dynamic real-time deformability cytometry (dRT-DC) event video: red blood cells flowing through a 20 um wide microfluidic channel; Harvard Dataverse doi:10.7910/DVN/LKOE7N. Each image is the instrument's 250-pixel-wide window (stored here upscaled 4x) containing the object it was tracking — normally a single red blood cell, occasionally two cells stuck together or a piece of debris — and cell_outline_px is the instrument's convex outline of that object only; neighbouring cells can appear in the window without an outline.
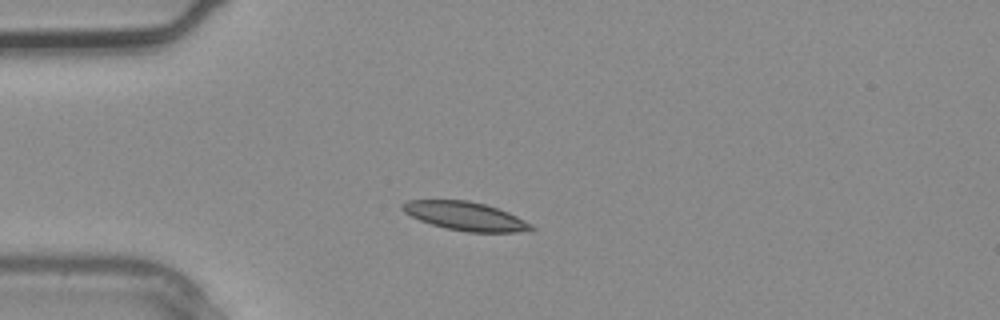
{"species": "common noctule bat (a hibernating species)", "species_latin": "Nyctalus noctula", "temperature_condition": "warm", "stored_images_in_passage": 2, "camera_frame_rate_fps": 3000, "um_per_image_px": 0.085, "animal": {"sex": "male", "body_mass_g": 20.4}, "frame": {"image": 1, "passage_image": 2, "time_ms": 0.333, "image_size_px": [1000, 320], "cell_outline_px": [[536, 228], [532, 232], [468, 232], [444, 228], [420, 220], [404, 212], [400, 208], [400, 204], [408, 200], [468, 200], [484, 204], [508, 212], [532, 224]], "centroid_in_image_um": [39.58, 18.38], "position_along_channel_um": 45.4, "area_um2": 21.56}}